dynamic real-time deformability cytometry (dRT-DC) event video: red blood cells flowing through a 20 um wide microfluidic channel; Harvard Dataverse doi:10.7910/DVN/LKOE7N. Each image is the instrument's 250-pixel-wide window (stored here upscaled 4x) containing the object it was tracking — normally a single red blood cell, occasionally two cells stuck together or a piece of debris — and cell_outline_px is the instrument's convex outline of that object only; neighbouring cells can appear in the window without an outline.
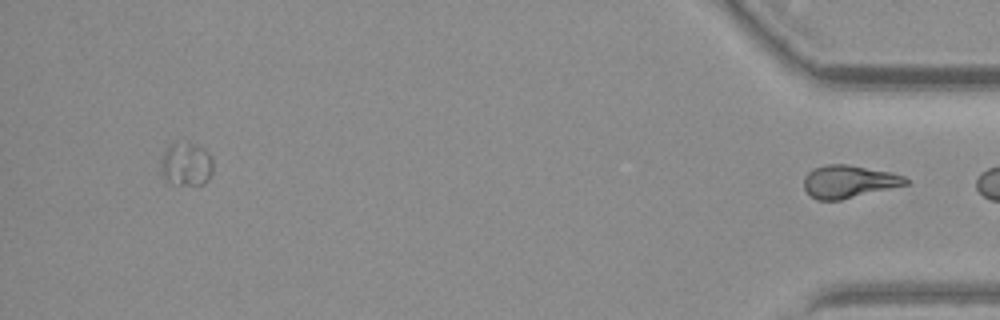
{"species": "common noctule bat (a hibernating species)", "species_latin": "Nyctalus noctula", "temperature_condition": "warm", "stored_images_in_passage": 48, "segment_of_instrument_passage": [2, 2], "camera_frame_rate_fps": 3000, "um_per_image_px": 0.085, "animal": {"sex": "female", "body_mass_g": 19.3, "forearm_length_mm": 54.1}, "frame": {"image": 1, "passage_image": 48, "time_ms": 15.667, "image_size_px": [1000, 320], "cell_outline_px": [[908, 184], [840, 200], [816, 200], [804, 188], [804, 176], [812, 168], [824, 164], [848, 164], [892, 172], [904, 176], [908, 180]], "centroid_in_image_um": [72.13, 15.41], "position_along_channel_um": 363.1, "area_um2": 19.42}}